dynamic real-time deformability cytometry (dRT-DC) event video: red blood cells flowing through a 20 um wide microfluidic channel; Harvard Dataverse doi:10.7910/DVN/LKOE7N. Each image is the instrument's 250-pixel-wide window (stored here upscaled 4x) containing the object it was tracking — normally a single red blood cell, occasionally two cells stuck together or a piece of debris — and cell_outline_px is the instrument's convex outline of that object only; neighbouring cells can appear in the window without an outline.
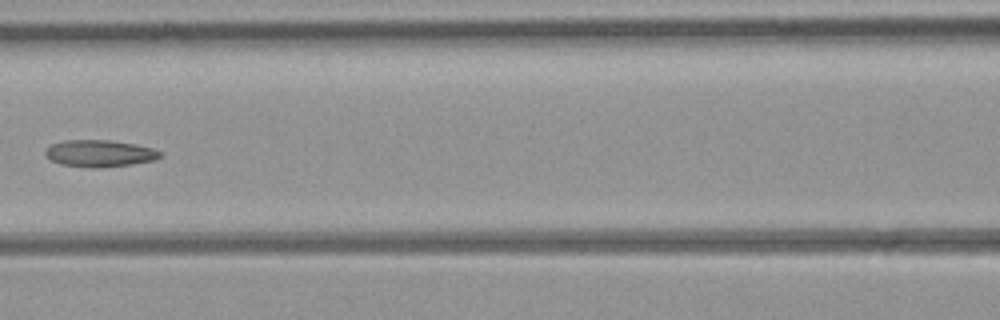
{"species": "common noctule bat (a hibernating species)", "species_latin": "Nyctalus noctula", "temperature_condition": "room temperature", "stored_images_in_passage": 8, "camera_frame_rate_fps": 3000, "um_per_image_px": 0.085, "animal": {"sex": "female", "body_mass_g": 21.9}, "frame": {"image": 1, "passage_image": 6, "time_ms": 6.667, "image_size_px": [1000, 320], "cell_outline_px": [[160, 156], [156, 160], [132, 164], [100, 168], [92, 168], [60, 164], [52, 160], [44, 152], [52, 144], [64, 140], [112, 140], [136, 144], [152, 148], [160, 152]], "centroid_in_image_um": [8.49, 13.04], "position_along_channel_um": 158.1, "area_um2": 17.92}}
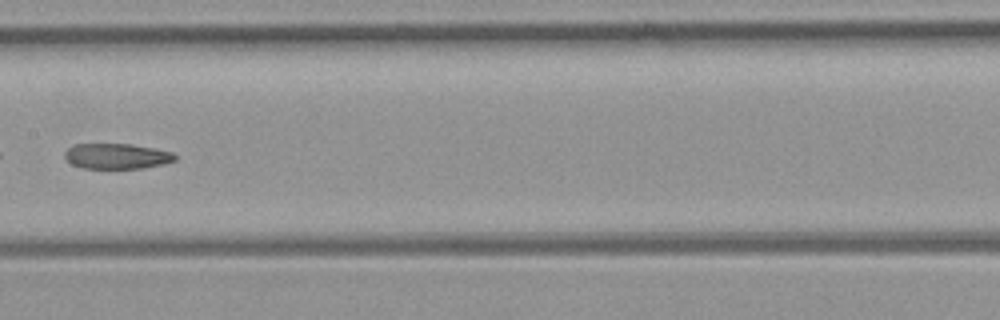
{"frame": {"image": 2, "passage_image": 7, "time_ms": 7.667, "image_size_px": [1000, 320], "cell_outline_px": [[176, 160], [164, 164], [144, 168], [80, 168], [72, 164], [64, 156], [64, 152], [68, 148], [76, 144], [132, 144], [156, 148], [172, 152], [176, 156]], "centroid_in_image_um": [9.95, 13.27], "position_along_channel_um": 197.5, "area_um2": 16.42}}
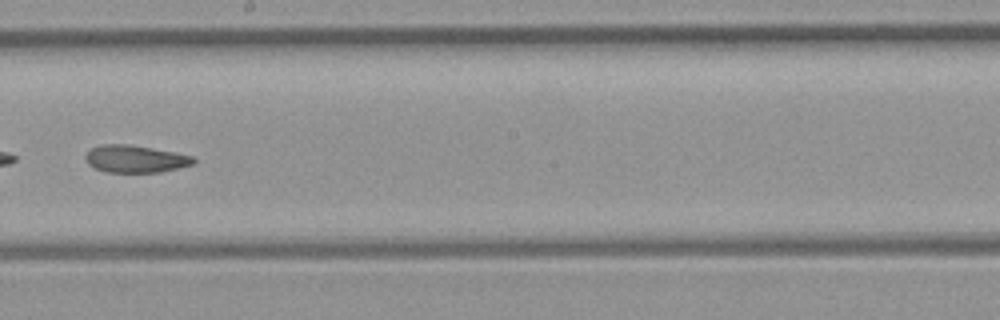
{"frame": {"image": 3, "passage_image": 8, "time_ms": 8.667, "image_size_px": [1000, 320], "cell_outline_px": [[196, 164], [160, 172], [104, 172], [88, 164], [84, 156], [92, 148], [100, 144], [128, 144], [176, 152], [192, 156], [196, 160]], "centroid_in_image_um": [11.52, 13.5], "position_along_channel_um": 236.7, "area_um2": 17.28}}